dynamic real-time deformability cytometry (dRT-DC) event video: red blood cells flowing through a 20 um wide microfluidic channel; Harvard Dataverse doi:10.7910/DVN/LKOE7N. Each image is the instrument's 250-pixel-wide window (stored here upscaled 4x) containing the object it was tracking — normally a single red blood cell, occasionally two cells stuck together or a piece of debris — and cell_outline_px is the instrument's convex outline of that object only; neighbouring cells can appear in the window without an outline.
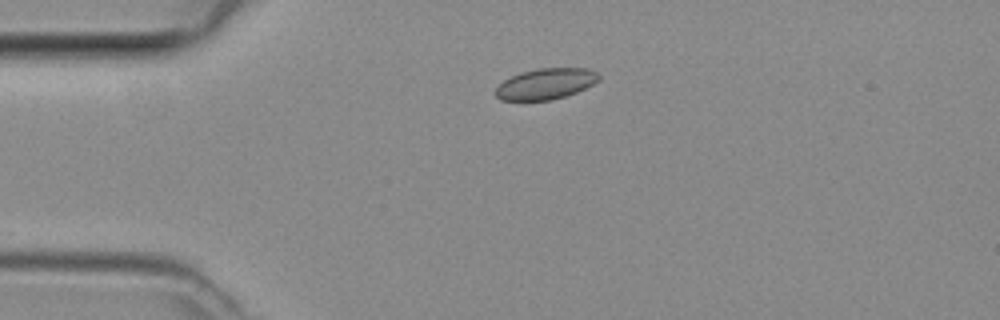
{"species": "common noctule bat (a hibernating species)", "species_latin": "Nyctalus noctula", "temperature_condition": "room temperature", "stored_images_in_passage": 2, "camera_frame_rate_fps": 3000, "um_per_image_px": 0.085, "animal": {"sex": "female", "body_mass_g": 29.2, "forearm_length_mm": 56.3}, "frame": {"image": 1, "passage_image": 1, "time_ms": 0.0, "image_size_px": [1000, 320], "cell_outline_px": [[600, 80], [576, 92], [552, 100], [500, 100], [492, 92], [504, 80], [520, 72], [540, 68], [588, 68], [600, 72]], "centroid_in_image_um": [46.39, 7.12], "position_along_channel_um": 38.6, "area_um2": 18.67}}